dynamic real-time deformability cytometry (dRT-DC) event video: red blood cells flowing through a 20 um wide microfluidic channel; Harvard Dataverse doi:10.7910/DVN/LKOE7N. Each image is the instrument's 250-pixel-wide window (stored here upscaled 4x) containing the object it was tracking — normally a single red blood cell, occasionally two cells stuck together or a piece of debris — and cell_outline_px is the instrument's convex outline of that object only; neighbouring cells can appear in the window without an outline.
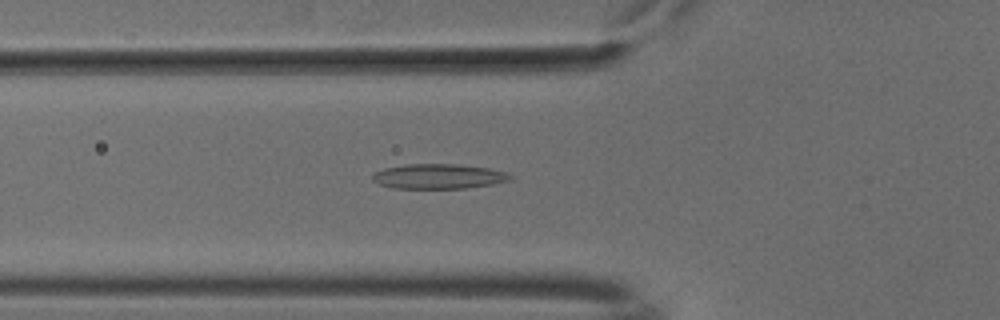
{"species": "common noctule bat (a hibernating species)", "species_latin": "Nyctalus noctula", "temperature_condition": "cold", "stored_images_in_passage": 53, "camera_frame_rate_fps": 3000, "um_per_image_px": 0.085, "animal": {"sex": "male", "body_mass_g": 18.8}, "frame": {"image": 1, "passage_image": 19, "time_ms": 6.0, "image_size_px": [1000, 320], "cell_outline_px": [[512, 180], [492, 184], [468, 188], [392, 188], [380, 184], [372, 180], [372, 176], [376, 172], [384, 168], [408, 164], [456, 164], [488, 168], [504, 172], [512, 176]], "centroid_in_image_um": [37.28, 14.99], "position_along_channel_um": 88.5, "area_um2": 19.83}}
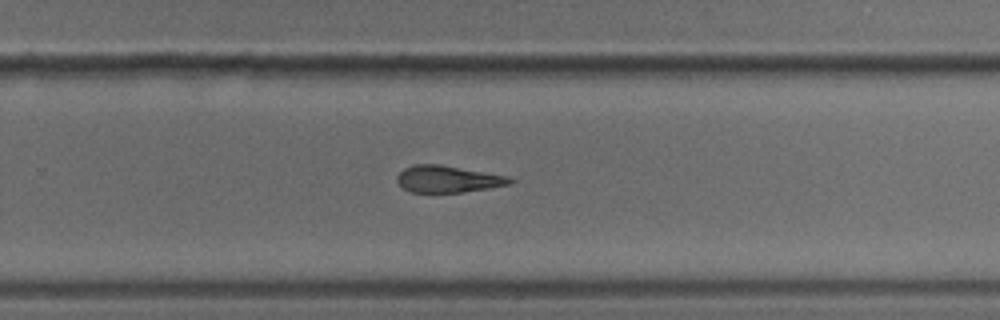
{"frame": {"image": 2, "passage_image": 35, "time_ms": 11.333, "image_size_px": [1000, 320], "cell_outline_px": [[516, 180], [512, 184], [488, 188], [460, 192], [412, 192], [404, 188], [396, 180], [396, 176], [404, 168], [416, 164], [440, 164], [508, 176]], "centroid_in_image_um": [38.09, 15.21], "position_along_channel_um": 291.7, "area_um2": 17.57}}
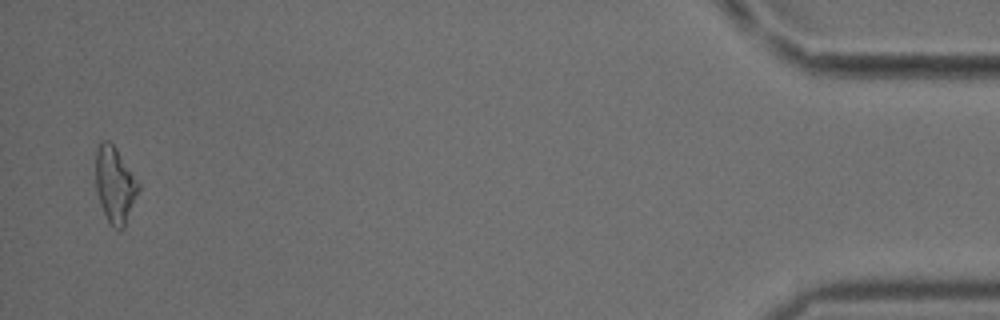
{"frame": {"image": 3, "passage_image": 52, "time_ms": 17.0, "image_size_px": [1000, 320], "cell_outline_px": [[140, 188], [124, 228], [116, 228], [108, 220], [100, 204], [96, 192], [96, 144], [100, 140], [108, 140], [116, 148], [140, 184]], "centroid_in_image_um": [9.75, 15.66], "position_along_channel_um": 425.4, "area_um2": 18.84}, "authors_computed_cell_mechanics": {"area_um2": 18.9584, "velocity_mm_per_s": 3.8007, "shape_relaxation_time_tau1_ms": 6.804, "shape_relaxation_time_tau2_ms": 4.0264, "deformation_change_tau1": 0.1471, "deformation_change_tau2": 0.1571}}